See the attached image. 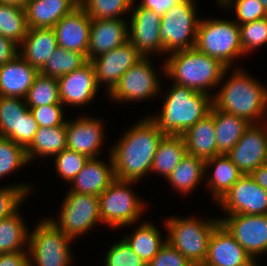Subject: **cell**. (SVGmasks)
Returning a JSON list of instances; mask_svg holds the SVG:
<instances>
[{
    "mask_svg": "<svg viewBox=\"0 0 267 266\" xmlns=\"http://www.w3.org/2000/svg\"><path fill=\"white\" fill-rule=\"evenodd\" d=\"M165 134L149 118L131 126L110 149L115 179L138 182L151 170L154 155Z\"/></svg>",
    "mask_w": 267,
    "mask_h": 266,
    "instance_id": "1",
    "label": "cell"
},
{
    "mask_svg": "<svg viewBox=\"0 0 267 266\" xmlns=\"http://www.w3.org/2000/svg\"><path fill=\"white\" fill-rule=\"evenodd\" d=\"M164 75L174 84L210 95L229 68L217 59L200 52L196 47L169 53L162 65Z\"/></svg>",
    "mask_w": 267,
    "mask_h": 266,
    "instance_id": "2",
    "label": "cell"
},
{
    "mask_svg": "<svg viewBox=\"0 0 267 266\" xmlns=\"http://www.w3.org/2000/svg\"><path fill=\"white\" fill-rule=\"evenodd\" d=\"M237 69L213 95V106L257 124L267 116V87L248 75L243 68Z\"/></svg>",
    "mask_w": 267,
    "mask_h": 266,
    "instance_id": "3",
    "label": "cell"
},
{
    "mask_svg": "<svg viewBox=\"0 0 267 266\" xmlns=\"http://www.w3.org/2000/svg\"><path fill=\"white\" fill-rule=\"evenodd\" d=\"M169 90L160 113L149 118L165 135H183L210 113L213 96L176 84Z\"/></svg>",
    "mask_w": 267,
    "mask_h": 266,
    "instance_id": "4",
    "label": "cell"
},
{
    "mask_svg": "<svg viewBox=\"0 0 267 266\" xmlns=\"http://www.w3.org/2000/svg\"><path fill=\"white\" fill-rule=\"evenodd\" d=\"M220 224L218 219L167 218L166 241L182 253L194 266H202L208 253L213 230Z\"/></svg>",
    "mask_w": 267,
    "mask_h": 266,
    "instance_id": "5",
    "label": "cell"
},
{
    "mask_svg": "<svg viewBox=\"0 0 267 266\" xmlns=\"http://www.w3.org/2000/svg\"><path fill=\"white\" fill-rule=\"evenodd\" d=\"M195 47L227 68L243 54L239 24L226 19H200Z\"/></svg>",
    "mask_w": 267,
    "mask_h": 266,
    "instance_id": "6",
    "label": "cell"
},
{
    "mask_svg": "<svg viewBox=\"0 0 267 266\" xmlns=\"http://www.w3.org/2000/svg\"><path fill=\"white\" fill-rule=\"evenodd\" d=\"M71 241L50 218L42 220L32 232L29 230V266H70Z\"/></svg>",
    "mask_w": 267,
    "mask_h": 266,
    "instance_id": "7",
    "label": "cell"
},
{
    "mask_svg": "<svg viewBox=\"0 0 267 266\" xmlns=\"http://www.w3.org/2000/svg\"><path fill=\"white\" fill-rule=\"evenodd\" d=\"M194 0H181L161 16L160 40L164 54L195 47L197 6Z\"/></svg>",
    "mask_w": 267,
    "mask_h": 266,
    "instance_id": "8",
    "label": "cell"
},
{
    "mask_svg": "<svg viewBox=\"0 0 267 266\" xmlns=\"http://www.w3.org/2000/svg\"><path fill=\"white\" fill-rule=\"evenodd\" d=\"M135 183V181L115 179L98 196L102 223L115 229L132 225L139 220L145 204L132 188L130 189Z\"/></svg>",
    "mask_w": 267,
    "mask_h": 266,
    "instance_id": "9",
    "label": "cell"
},
{
    "mask_svg": "<svg viewBox=\"0 0 267 266\" xmlns=\"http://www.w3.org/2000/svg\"><path fill=\"white\" fill-rule=\"evenodd\" d=\"M52 221L66 236L72 240L90 231L101 221L99 197L68 191L61 206L58 220Z\"/></svg>",
    "mask_w": 267,
    "mask_h": 266,
    "instance_id": "10",
    "label": "cell"
},
{
    "mask_svg": "<svg viewBox=\"0 0 267 266\" xmlns=\"http://www.w3.org/2000/svg\"><path fill=\"white\" fill-rule=\"evenodd\" d=\"M153 67L150 57H143L121 76L108 93L109 97L121 103L137 102L156 97L162 89L159 76Z\"/></svg>",
    "mask_w": 267,
    "mask_h": 266,
    "instance_id": "11",
    "label": "cell"
},
{
    "mask_svg": "<svg viewBox=\"0 0 267 266\" xmlns=\"http://www.w3.org/2000/svg\"><path fill=\"white\" fill-rule=\"evenodd\" d=\"M228 216V217H227ZM220 224L255 258L267 252V215L230 214Z\"/></svg>",
    "mask_w": 267,
    "mask_h": 266,
    "instance_id": "12",
    "label": "cell"
},
{
    "mask_svg": "<svg viewBox=\"0 0 267 266\" xmlns=\"http://www.w3.org/2000/svg\"><path fill=\"white\" fill-rule=\"evenodd\" d=\"M134 3L135 0L131 6L133 12L128 24V40L143 57H150L152 53L164 54L160 40L161 16Z\"/></svg>",
    "mask_w": 267,
    "mask_h": 266,
    "instance_id": "13",
    "label": "cell"
},
{
    "mask_svg": "<svg viewBox=\"0 0 267 266\" xmlns=\"http://www.w3.org/2000/svg\"><path fill=\"white\" fill-rule=\"evenodd\" d=\"M218 205L227 215H267V191L250 175H242Z\"/></svg>",
    "mask_w": 267,
    "mask_h": 266,
    "instance_id": "14",
    "label": "cell"
},
{
    "mask_svg": "<svg viewBox=\"0 0 267 266\" xmlns=\"http://www.w3.org/2000/svg\"><path fill=\"white\" fill-rule=\"evenodd\" d=\"M250 124L227 156L243 175H250L267 162V121Z\"/></svg>",
    "mask_w": 267,
    "mask_h": 266,
    "instance_id": "15",
    "label": "cell"
},
{
    "mask_svg": "<svg viewBox=\"0 0 267 266\" xmlns=\"http://www.w3.org/2000/svg\"><path fill=\"white\" fill-rule=\"evenodd\" d=\"M143 56L128 40L123 45L99 55L91 60L94 66L97 85L105 84L108 93L121 76L135 65Z\"/></svg>",
    "mask_w": 267,
    "mask_h": 266,
    "instance_id": "16",
    "label": "cell"
},
{
    "mask_svg": "<svg viewBox=\"0 0 267 266\" xmlns=\"http://www.w3.org/2000/svg\"><path fill=\"white\" fill-rule=\"evenodd\" d=\"M58 86L61 103L75 107L90 103L100 88L90 60L80 68L58 78Z\"/></svg>",
    "mask_w": 267,
    "mask_h": 266,
    "instance_id": "17",
    "label": "cell"
},
{
    "mask_svg": "<svg viewBox=\"0 0 267 266\" xmlns=\"http://www.w3.org/2000/svg\"><path fill=\"white\" fill-rule=\"evenodd\" d=\"M102 121L95 117H79L66 121L67 149L76 151L89 158L100 156L103 145Z\"/></svg>",
    "mask_w": 267,
    "mask_h": 266,
    "instance_id": "18",
    "label": "cell"
},
{
    "mask_svg": "<svg viewBox=\"0 0 267 266\" xmlns=\"http://www.w3.org/2000/svg\"><path fill=\"white\" fill-rule=\"evenodd\" d=\"M91 18L79 5L53 27L58 47L82 53L88 60Z\"/></svg>",
    "mask_w": 267,
    "mask_h": 266,
    "instance_id": "19",
    "label": "cell"
},
{
    "mask_svg": "<svg viewBox=\"0 0 267 266\" xmlns=\"http://www.w3.org/2000/svg\"><path fill=\"white\" fill-rule=\"evenodd\" d=\"M256 261L219 224L212 232L207 257L202 266H252Z\"/></svg>",
    "mask_w": 267,
    "mask_h": 266,
    "instance_id": "20",
    "label": "cell"
},
{
    "mask_svg": "<svg viewBox=\"0 0 267 266\" xmlns=\"http://www.w3.org/2000/svg\"><path fill=\"white\" fill-rule=\"evenodd\" d=\"M126 19H91L88 60L111 51L128 41Z\"/></svg>",
    "mask_w": 267,
    "mask_h": 266,
    "instance_id": "21",
    "label": "cell"
},
{
    "mask_svg": "<svg viewBox=\"0 0 267 266\" xmlns=\"http://www.w3.org/2000/svg\"><path fill=\"white\" fill-rule=\"evenodd\" d=\"M39 71L19 54L0 66V96L24 99Z\"/></svg>",
    "mask_w": 267,
    "mask_h": 266,
    "instance_id": "22",
    "label": "cell"
},
{
    "mask_svg": "<svg viewBox=\"0 0 267 266\" xmlns=\"http://www.w3.org/2000/svg\"><path fill=\"white\" fill-rule=\"evenodd\" d=\"M107 164L98 158H89L82 170L70 183V191L99 196L115 180L111 155Z\"/></svg>",
    "mask_w": 267,
    "mask_h": 266,
    "instance_id": "23",
    "label": "cell"
},
{
    "mask_svg": "<svg viewBox=\"0 0 267 266\" xmlns=\"http://www.w3.org/2000/svg\"><path fill=\"white\" fill-rule=\"evenodd\" d=\"M18 46L19 55L40 71L58 48V43L53 28H28L27 35Z\"/></svg>",
    "mask_w": 267,
    "mask_h": 266,
    "instance_id": "24",
    "label": "cell"
},
{
    "mask_svg": "<svg viewBox=\"0 0 267 266\" xmlns=\"http://www.w3.org/2000/svg\"><path fill=\"white\" fill-rule=\"evenodd\" d=\"M78 6L74 0H29L24 8L28 28H53Z\"/></svg>",
    "mask_w": 267,
    "mask_h": 266,
    "instance_id": "25",
    "label": "cell"
},
{
    "mask_svg": "<svg viewBox=\"0 0 267 266\" xmlns=\"http://www.w3.org/2000/svg\"><path fill=\"white\" fill-rule=\"evenodd\" d=\"M187 154L207 160L221 155L218 152L214 118L211 113L200 119L190 127L183 135Z\"/></svg>",
    "mask_w": 267,
    "mask_h": 266,
    "instance_id": "26",
    "label": "cell"
},
{
    "mask_svg": "<svg viewBox=\"0 0 267 266\" xmlns=\"http://www.w3.org/2000/svg\"><path fill=\"white\" fill-rule=\"evenodd\" d=\"M210 167H214V170L212 169L211 175L205 177H209L208 189L218 203L243 174L231 159L223 154L205 160V175Z\"/></svg>",
    "mask_w": 267,
    "mask_h": 266,
    "instance_id": "27",
    "label": "cell"
},
{
    "mask_svg": "<svg viewBox=\"0 0 267 266\" xmlns=\"http://www.w3.org/2000/svg\"><path fill=\"white\" fill-rule=\"evenodd\" d=\"M210 113L214 118L218 152L227 155L251 123L242 117L216 109L214 106Z\"/></svg>",
    "mask_w": 267,
    "mask_h": 266,
    "instance_id": "28",
    "label": "cell"
},
{
    "mask_svg": "<svg viewBox=\"0 0 267 266\" xmlns=\"http://www.w3.org/2000/svg\"><path fill=\"white\" fill-rule=\"evenodd\" d=\"M67 149L66 124L39 127L31 144L26 148L28 162L40 157L56 156Z\"/></svg>",
    "mask_w": 267,
    "mask_h": 266,
    "instance_id": "29",
    "label": "cell"
},
{
    "mask_svg": "<svg viewBox=\"0 0 267 266\" xmlns=\"http://www.w3.org/2000/svg\"><path fill=\"white\" fill-rule=\"evenodd\" d=\"M186 155L187 149L182 135H165L154 155L150 173L163 175L166 180Z\"/></svg>",
    "mask_w": 267,
    "mask_h": 266,
    "instance_id": "30",
    "label": "cell"
},
{
    "mask_svg": "<svg viewBox=\"0 0 267 266\" xmlns=\"http://www.w3.org/2000/svg\"><path fill=\"white\" fill-rule=\"evenodd\" d=\"M204 173L205 160L187 154L168 176L167 181L174 190L187 195L205 178Z\"/></svg>",
    "mask_w": 267,
    "mask_h": 266,
    "instance_id": "31",
    "label": "cell"
},
{
    "mask_svg": "<svg viewBox=\"0 0 267 266\" xmlns=\"http://www.w3.org/2000/svg\"><path fill=\"white\" fill-rule=\"evenodd\" d=\"M153 223L144 222L135 229L134 233L125 235L123 239L134 252L147 264L166 243V239Z\"/></svg>",
    "mask_w": 267,
    "mask_h": 266,
    "instance_id": "32",
    "label": "cell"
},
{
    "mask_svg": "<svg viewBox=\"0 0 267 266\" xmlns=\"http://www.w3.org/2000/svg\"><path fill=\"white\" fill-rule=\"evenodd\" d=\"M20 216L17 210L0 220V253L28 251L29 228Z\"/></svg>",
    "mask_w": 267,
    "mask_h": 266,
    "instance_id": "33",
    "label": "cell"
},
{
    "mask_svg": "<svg viewBox=\"0 0 267 266\" xmlns=\"http://www.w3.org/2000/svg\"><path fill=\"white\" fill-rule=\"evenodd\" d=\"M25 99L0 96V137L19 144V123L29 111Z\"/></svg>",
    "mask_w": 267,
    "mask_h": 266,
    "instance_id": "34",
    "label": "cell"
},
{
    "mask_svg": "<svg viewBox=\"0 0 267 266\" xmlns=\"http://www.w3.org/2000/svg\"><path fill=\"white\" fill-rule=\"evenodd\" d=\"M27 31L24 8L0 3V35L19 45L27 35Z\"/></svg>",
    "mask_w": 267,
    "mask_h": 266,
    "instance_id": "35",
    "label": "cell"
},
{
    "mask_svg": "<svg viewBox=\"0 0 267 266\" xmlns=\"http://www.w3.org/2000/svg\"><path fill=\"white\" fill-rule=\"evenodd\" d=\"M87 61V58L82 53L58 47L54 50L39 73L58 79L80 68Z\"/></svg>",
    "mask_w": 267,
    "mask_h": 266,
    "instance_id": "36",
    "label": "cell"
},
{
    "mask_svg": "<svg viewBox=\"0 0 267 266\" xmlns=\"http://www.w3.org/2000/svg\"><path fill=\"white\" fill-rule=\"evenodd\" d=\"M24 99L28 107L61 103L58 79L39 73Z\"/></svg>",
    "mask_w": 267,
    "mask_h": 266,
    "instance_id": "37",
    "label": "cell"
},
{
    "mask_svg": "<svg viewBox=\"0 0 267 266\" xmlns=\"http://www.w3.org/2000/svg\"><path fill=\"white\" fill-rule=\"evenodd\" d=\"M134 0H82L80 6L91 19H122Z\"/></svg>",
    "mask_w": 267,
    "mask_h": 266,
    "instance_id": "38",
    "label": "cell"
},
{
    "mask_svg": "<svg viewBox=\"0 0 267 266\" xmlns=\"http://www.w3.org/2000/svg\"><path fill=\"white\" fill-rule=\"evenodd\" d=\"M26 149L8 138L0 137V178L27 165Z\"/></svg>",
    "mask_w": 267,
    "mask_h": 266,
    "instance_id": "39",
    "label": "cell"
},
{
    "mask_svg": "<svg viewBox=\"0 0 267 266\" xmlns=\"http://www.w3.org/2000/svg\"><path fill=\"white\" fill-rule=\"evenodd\" d=\"M239 30L244 55L267 43V17L241 24Z\"/></svg>",
    "mask_w": 267,
    "mask_h": 266,
    "instance_id": "40",
    "label": "cell"
},
{
    "mask_svg": "<svg viewBox=\"0 0 267 266\" xmlns=\"http://www.w3.org/2000/svg\"><path fill=\"white\" fill-rule=\"evenodd\" d=\"M54 157V165L58 175L68 183L73 181L89 160V157L69 149L61 151Z\"/></svg>",
    "mask_w": 267,
    "mask_h": 266,
    "instance_id": "41",
    "label": "cell"
},
{
    "mask_svg": "<svg viewBox=\"0 0 267 266\" xmlns=\"http://www.w3.org/2000/svg\"><path fill=\"white\" fill-rule=\"evenodd\" d=\"M32 185L15 184L0 187V220L15 213L30 194Z\"/></svg>",
    "mask_w": 267,
    "mask_h": 266,
    "instance_id": "42",
    "label": "cell"
},
{
    "mask_svg": "<svg viewBox=\"0 0 267 266\" xmlns=\"http://www.w3.org/2000/svg\"><path fill=\"white\" fill-rule=\"evenodd\" d=\"M221 8L234 7L236 23L239 25L250 23L267 17V11L258 0H223Z\"/></svg>",
    "mask_w": 267,
    "mask_h": 266,
    "instance_id": "43",
    "label": "cell"
},
{
    "mask_svg": "<svg viewBox=\"0 0 267 266\" xmlns=\"http://www.w3.org/2000/svg\"><path fill=\"white\" fill-rule=\"evenodd\" d=\"M104 259L105 266H147L124 239L114 243Z\"/></svg>",
    "mask_w": 267,
    "mask_h": 266,
    "instance_id": "44",
    "label": "cell"
},
{
    "mask_svg": "<svg viewBox=\"0 0 267 266\" xmlns=\"http://www.w3.org/2000/svg\"><path fill=\"white\" fill-rule=\"evenodd\" d=\"M63 104H52L38 107H29L39 127H55L66 124L64 118Z\"/></svg>",
    "mask_w": 267,
    "mask_h": 266,
    "instance_id": "45",
    "label": "cell"
},
{
    "mask_svg": "<svg viewBox=\"0 0 267 266\" xmlns=\"http://www.w3.org/2000/svg\"><path fill=\"white\" fill-rule=\"evenodd\" d=\"M147 266H194L182 253L167 241L158 253L147 263Z\"/></svg>",
    "mask_w": 267,
    "mask_h": 266,
    "instance_id": "46",
    "label": "cell"
},
{
    "mask_svg": "<svg viewBox=\"0 0 267 266\" xmlns=\"http://www.w3.org/2000/svg\"><path fill=\"white\" fill-rule=\"evenodd\" d=\"M39 126L29 110L19 123V144L25 149L31 144Z\"/></svg>",
    "mask_w": 267,
    "mask_h": 266,
    "instance_id": "47",
    "label": "cell"
},
{
    "mask_svg": "<svg viewBox=\"0 0 267 266\" xmlns=\"http://www.w3.org/2000/svg\"><path fill=\"white\" fill-rule=\"evenodd\" d=\"M0 266H29L28 251L0 253Z\"/></svg>",
    "mask_w": 267,
    "mask_h": 266,
    "instance_id": "48",
    "label": "cell"
},
{
    "mask_svg": "<svg viewBox=\"0 0 267 266\" xmlns=\"http://www.w3.org/2000/svg\"><path fill=\"white\" fill-rule=\"evenodd\" d=\"M18 48L12 40L0 35V66L13 60L19 54Z\"/></svg>",
    "mask_w": 267,
    "mask_h": 266,
    "instance_id": "49",
    "label": "cell"
},
{
    "mask_svg": "<svg viewBox=\"0 0 267 266\" xmlns=\"http://www.w3.org/2000/svg\"><path fill=\"white\" fill-rule=\"evenodd\" d=\"M179 1L181 0H141L138 5L142 6L145 9L153 10L155 13L162 16Z\"/></svg>",
    "mask_w": 267,
    "mask_h": 266,
    "instance_id": "50",
    "label": "cell"
},
{
    "mask_svg": "<svg viewBox=\"0 0 267 266\" xmlns=\"http://www.w3.org/2000/svg\"><path fill=\"white\" fill-rule=\"evenodd\" d=\"M250 176L259 186L267 191V164L259 166Z\"/></svg>",
    "mask_w": 267,
    "mask_h": 266,
    "instance_id": "51",
    "label": "cell"
},
{
    "mask_svg": "<svg viewBox=\"0 0 267 266\" xmlns=\"http://www.w3.org/2000/svg\"><path fill=\"white\" fill-rule=\"evenodd\" d=\"M29 0H0V3H5L9 5H15L21 8H25Z\"/></svg>",
    "mask_w": 267,
    "mask_h": 266,
    "instance_id": "52",
    "label": "cell"
},
{
    "mask_svg": "<svg viewBox=\"0 0 267 266\" xmlns=\"http://www.w3.org/2000/svg\"><path fill=\"white\" fill-rule=\"evenodd\" d=\"M267 11V0H258Z\"/></svg>",
    "mask_w": 267,
    "mask_h": 266,
    "instance_id": "53",
    "label": "cell"
},
{
    "mask_svg": "<svg viewBox=\"0 0 267 266\" xmlns=\"http://www.w3.org/2000/svg\"><path fill=\"white\" fill-rule=\"evenodd\" d=\"M74 1H75L78 5H80L82 0H74Z\"/></svg>",
    "mask_w": 267,
    "mask_h": 266,
    "instance_id": "54",
    "label": "cell"
}]
</instances>
